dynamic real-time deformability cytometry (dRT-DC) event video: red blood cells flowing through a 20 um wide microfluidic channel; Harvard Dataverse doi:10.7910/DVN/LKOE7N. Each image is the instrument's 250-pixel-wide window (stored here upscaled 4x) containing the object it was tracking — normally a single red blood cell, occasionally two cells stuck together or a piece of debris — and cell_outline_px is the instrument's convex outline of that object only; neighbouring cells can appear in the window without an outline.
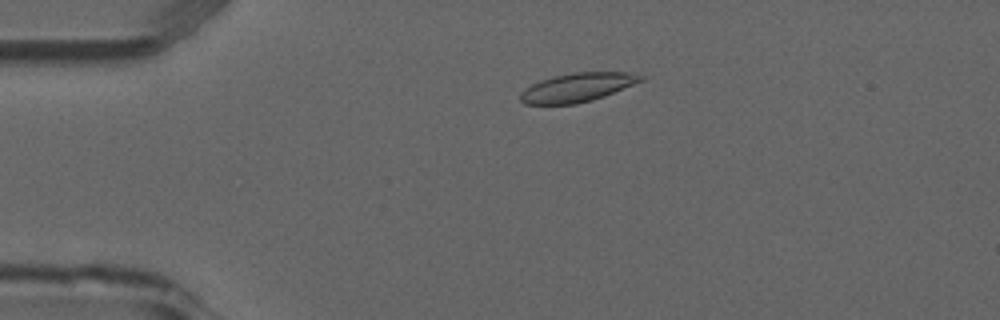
{"species": "common noctule bat (a hibernating species)", "species_latin": "Nyctalus noctula", "temperature_condition": "room temperature", "stored_images_in_passage": 52, "camera_frame_rate_fps": 3000, "um_per_image_px": 0.085, "animal": {"sex": "male", "forearm_length_mm": 52.5}, "frame": {"image": 1, "passage_image": 11, "time_ms": 3.333, "image_size_px": [1000, 320], "cell_outline_px": [[644, 80], [604, 96], [592, 100], [576, 104], [524, 104], [520, 100], [520, 92], [524, 88], [540, 80], [572, 72], [628, 72], [644, 76]], "centroid_in_image_um": [49.06, 7.43], "position_along_channel_um": 35.9, "area_um2": 20.17}}
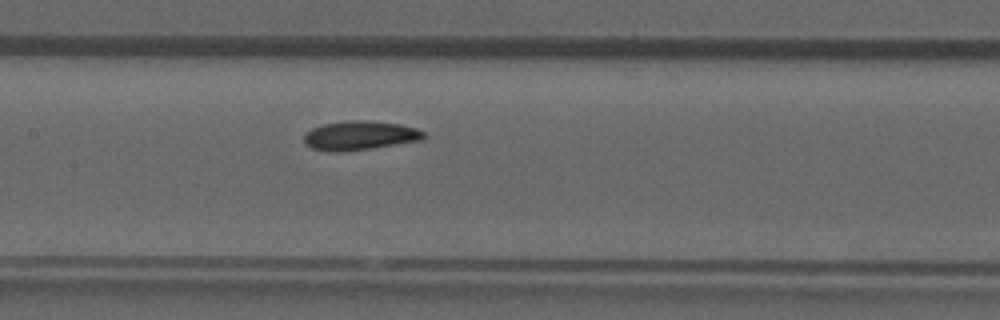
{"frame": {"image": 2, "passage_image": 25, "time_ms": 8.0, "image_size_px": [1000, 320], "cell_outline_px": [[424, 136], [420, 140], [372, 148], [336, 152], [332, 152], [312, 148], [304, 140], [304, 136], [312, 128], [320, 124], [348, 120], [368, 120], [400, 124], [416, 128], [424, 132]], "centroid_in_image_um": [30.57, 11.5], "position_along_channel_um": 176.8, "area_um2": 20.11}}
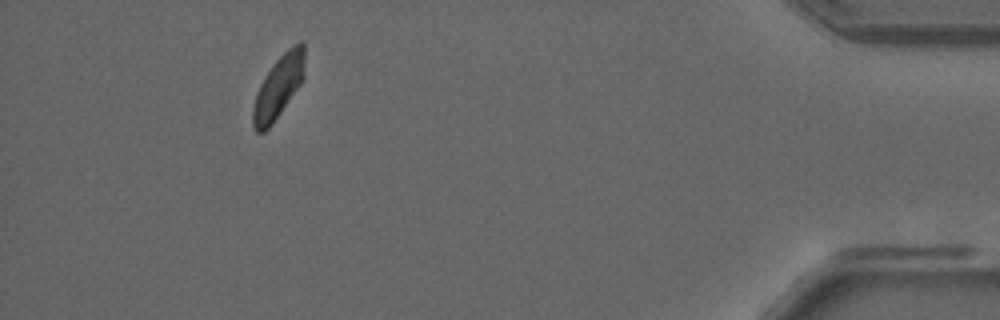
{"frame": {"image": 3, "passage_image": 48, "time_ms": 15.667, "image_size_px": [1000, 320], "cell_outline_px": [[304, 76], [300, 84], [272, 124], [264, 132], [256, 132], [252, 124], [252, 108], [256, 92], [260, 84], [276, 60], [288, 48], [300, 40], [304, 44]], "centroid_in_image_um": [23.65, 7.39], "position_along_channel_um": 411.5, "area_um2": 18.61}, "authors_computed_cell_mechanics": {"area_um2": 19.8254, "velocity_mm_per_s": 3.8674, "shape_relaxation_time_tau1_ms": 5.4514, "shape_relaxation_time_tau2_ms": 2.3527, "deformation_change_tau1": 0.1166, "deformation_change_tau2": 0.0622}}